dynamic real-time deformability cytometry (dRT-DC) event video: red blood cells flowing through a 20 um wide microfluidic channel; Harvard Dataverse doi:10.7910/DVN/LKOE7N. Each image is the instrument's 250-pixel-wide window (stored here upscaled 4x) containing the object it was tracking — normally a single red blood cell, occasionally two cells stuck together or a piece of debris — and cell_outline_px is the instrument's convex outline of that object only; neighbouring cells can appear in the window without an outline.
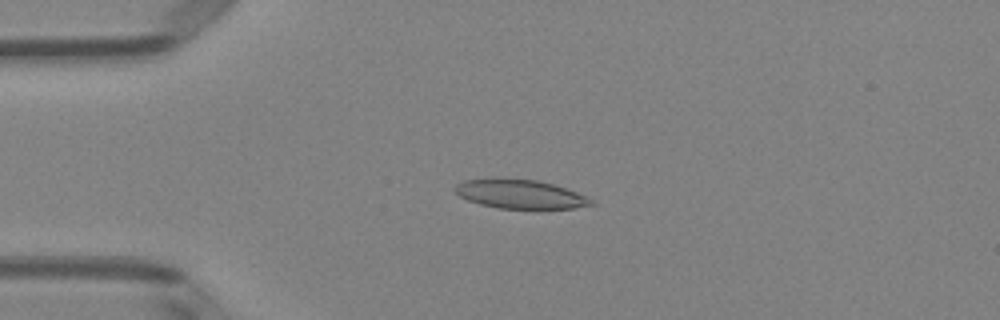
{"species": "Egyptian fruit bat (a non-hibernating species)", "species_latin": "Rousettus aegyptiacus", "temperature_condition": "room temperature", "stored_images_in_passage": 50, "camera_frame_rate_fps": 3000, "um_per_image_px": 0.085, "animal": {"sex": "female"}, "frame": {"image": 1, "passage_image": 11, "time_ms": 3.333, "image_size_px": [1000, 320], "cell_outline_px": [[596, 204], [572, 208], [496, 208], [480, 204], [468, 200], [460, 196], [452, 188], [456, 184], [464, 180], [496, 176], [500, 176], [536, 180], [552, 184], [576, 192], [592, 200]], "centroid_in_image_um": [44.11, 16.46], "position_along_channel_um": 40.9, "area_um2": 23.24}}
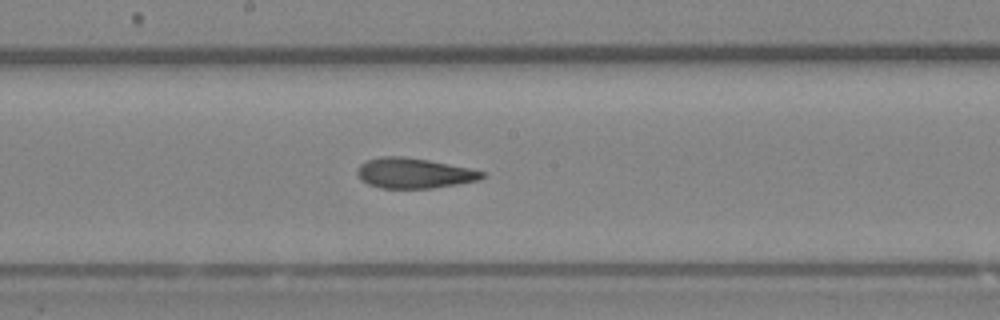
{"frame": {"image": 2, "passage_image": 26, "time_ms": 8.333, "image_size_px": [1000, 320], "cell_outline_px": [[484, 176], [480, 180], [432, 188], [380, 188], [368, 184], [360, 180], [356, 172], [360, 164], [368, 160], [380, 156], [404, 156], [428, 160], [468, 168], [484, 172]], "centroid_in_image_um": [35.14, 14.72], "position_along_channel_um": 213.1, "area_um2": 21.91}}
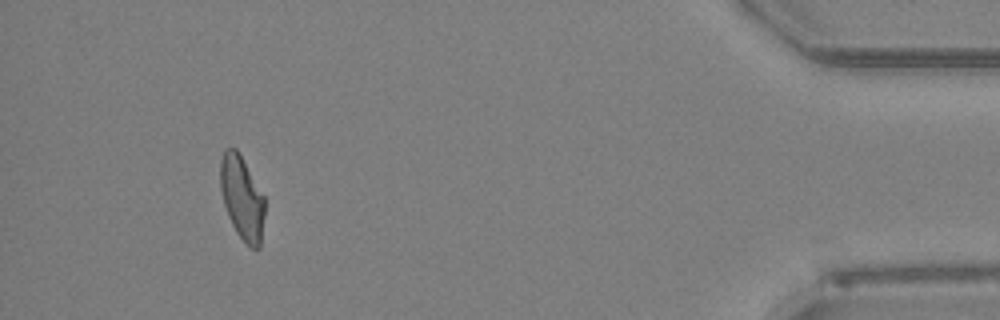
{"frame": {"image": 3, "passage_image": 46, "time_ms": 15.0, "image_size_px": [1000, 320], "cell_outline_px": [[264, 216], [260, 248], [248, 248], [244, 244], [236, 232], [228, 216], [224, 204], [220, 188], [220, 160], [224, 148], [236, 148], [264, 196]], "centroid_in_image_um": [20.56, 16.85], "position_along_channel_um": 414.6, "area_um2": 21.68}, "authors_computed_cell_mechanics": {"area_um2": 22.6576, "velocity_mm_per_s": 3.988, "shape_relaxation_time_tau1_ms": 9.6355, "shape_relaxation_time_tau2_ms": 2.4689, "deformation_change_tau1": 0.2279, "deformation_change_tau2": 0.1143}}